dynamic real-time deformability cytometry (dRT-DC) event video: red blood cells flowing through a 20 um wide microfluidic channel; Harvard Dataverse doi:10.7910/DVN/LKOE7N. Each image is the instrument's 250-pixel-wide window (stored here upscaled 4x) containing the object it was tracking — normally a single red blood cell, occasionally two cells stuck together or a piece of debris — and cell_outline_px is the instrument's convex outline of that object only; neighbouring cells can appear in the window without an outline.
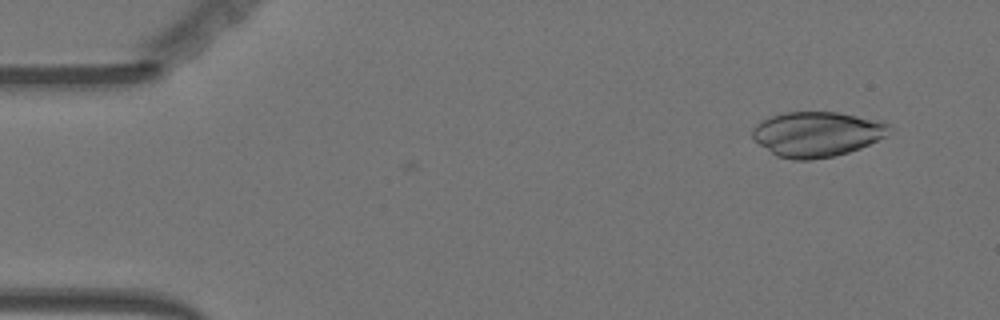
{"species": "Egyptian fruit bat (a non-hibernating species)", "species_latin": "Rousettus aegyptiacus", "temperature_condition": "warm", "stored_images_in_passage": 3, "camera_frame_rate_fps": 3000, "um_per_image_px": 0.085, "animal": {"sex": "female"}, "frame": {"image": 1, "passage_image": 1, "time_ms": 0.0, "image_size_px": [1000, 320], "cell_outline_px": [[892, 128], [884, 136], [860, 148], [848, 152], [832, 156], [812, 160], [792, 160], [776, 156], [752, 140], [752, 128], [760, 120], [784, 112], [836, 112], [884, 120]], "centroid_in_image_um": [69.4, 11.39], "position_along_channel_um": 15.6, "area_um2": 36.18}}